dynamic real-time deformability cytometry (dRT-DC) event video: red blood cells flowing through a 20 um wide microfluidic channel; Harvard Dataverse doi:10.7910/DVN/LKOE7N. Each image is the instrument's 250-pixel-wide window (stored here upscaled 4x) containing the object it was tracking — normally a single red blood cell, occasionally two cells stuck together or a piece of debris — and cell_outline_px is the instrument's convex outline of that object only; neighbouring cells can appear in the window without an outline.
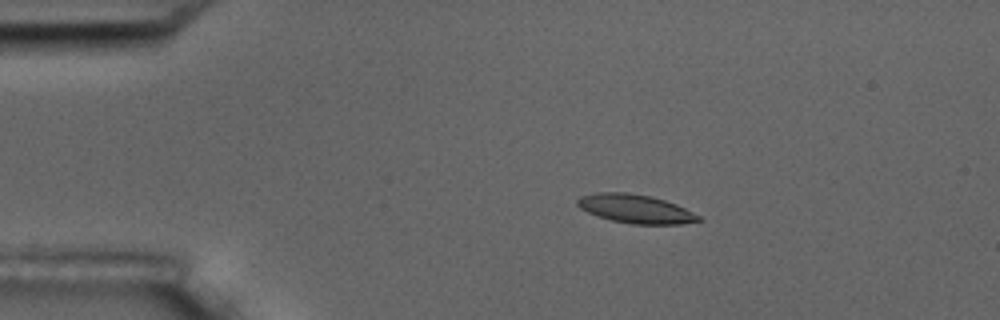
{"species": "common noctule bat (a hibernating species)", "species_latin": "Nyctalus noctula", "temperature_condition": "room temperature", "stored_images_in_passage": 11, "camera_frame_rate_fps": 3000, "um_per_image_px": 0.085, "animal": {"sex": "male", "body_mass_g": 17.5, "forearm_length_mm": 52.3}, "frame": {"image": 1, "passage_image": 4, "time_ms": 3.333, "image_size_px": [1000, 320], "cell_outline_px": [[704, 220], [680, 224], [632, 224], [612, 220], [596, 216], [580, 208], [576, 204], [576, 200], [580, 196], [596, 192], [628, 192], [652, 196], [676, 204], [700, 216]], "centroid_in_image_um": [54.0, 17.74], "position_along_channel_um": 31.0, "area_um2": 20.35}}
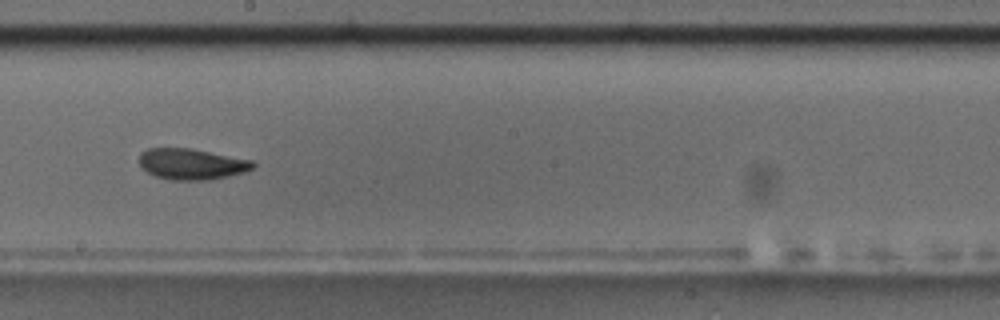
{"frame": {"image": 2, "passage_image": 10, "time_ms": 10.333, "image_size_px": [1000, 320], "cell_outline_px": [[256, 164], [252, 168], [244, 172], [212, 180], [172, 180], [156, 176], [148, 172], [140, 164], [140, 152], [148, 148], [192, 148], [252, 160]], "centroid_in_image_um": [16.3, 13.94], "position_along_channel_um": 231.9, "area_um2": 20.52}}